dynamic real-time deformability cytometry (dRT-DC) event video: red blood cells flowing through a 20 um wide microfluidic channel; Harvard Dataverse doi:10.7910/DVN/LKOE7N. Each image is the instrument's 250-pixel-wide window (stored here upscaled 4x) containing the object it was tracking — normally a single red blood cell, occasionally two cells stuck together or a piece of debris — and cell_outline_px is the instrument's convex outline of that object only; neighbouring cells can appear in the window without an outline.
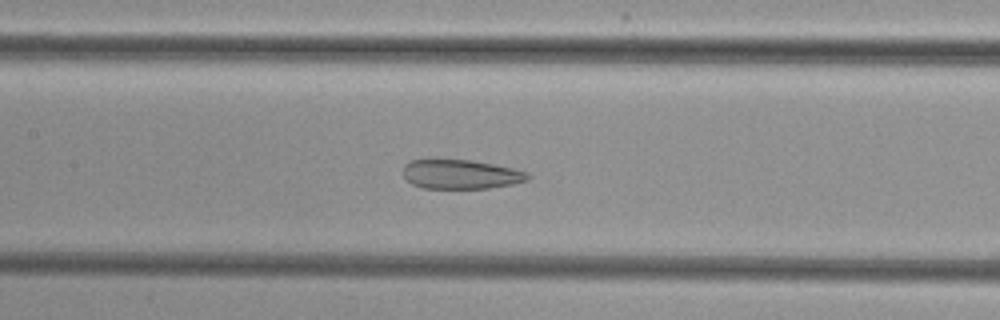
{"species": "common noctule bat (a hibernating species)", "species_latin": "Nyctalus noctula", "temperature_condition": "cold", "stored_images_in_passage": 39, "camera_frame_rate_fps": 3000, "um_per_image_px": 0.085, "animal": {"sex": "female", "body_mass_g": 29.2, "forearm_length_mm": 56.3}, "frame": {"image": 1, "passage_image": 10, "time_ms": 3.0, "image_size_px": [1000, 320], "cell_outline_px": [[532, 176], [528, 180], [512, 184], [488, 188], [424, 188], [412, 184], [400, 172], [404, 164], [412, 160], [472, 160], [512, 168], [528, 172]], "centroid_in_image_um": [39.16, 14.81], "position_along_channel_um": 168.2, "area_um2": 21.27}}
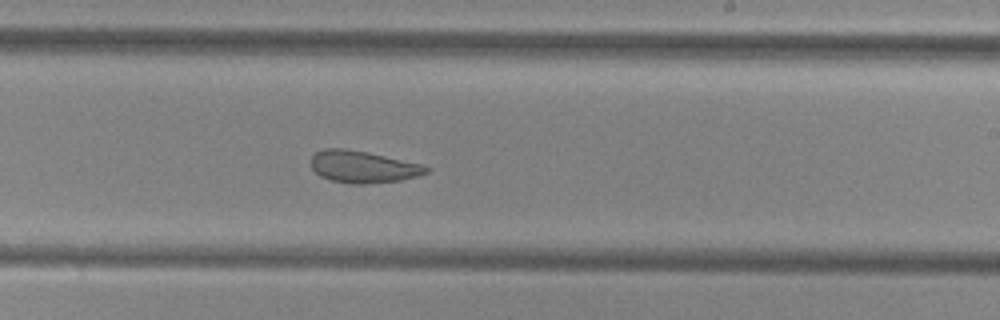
{"frame": {"image": 2, "passage_image": 17, "time_ms": 5.333, "image_size_px": [1000, 320], "cell_outline_px": [[428, 172], [416, 176], [400, 180], [364, 184], [352, 184], [332, 180], [320, 176], [312, 168], [312, 156], [316, 152], [324, 148], [344, 148], [368, 152], [420, 164], [428, 168]], "centroid_in_image_um": [30.81, 14.17], "position_along_channel_um": 258.2, "area_um2": 21.15}}
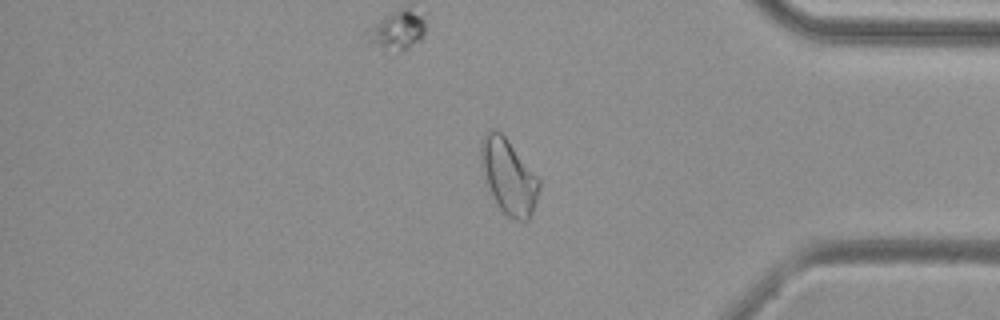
{"frame": {"image": 3, "passage_image": 29, "time_ms": 9.333, "image_size_px": [1000, 320], "cell_outline_px": [[540, 188], [532, 212], [528, 220], [516, 220], [508, 216], [500, 208], [484, 184], [480, 168], [480, 140], [484, 132], [488, 128], [496, 128], [508, 140], [540, 180]], "centroid_in_image_um": [43.16, 14.95], "position_along_channel_um": 392.0, "area_um2": 25.78}}